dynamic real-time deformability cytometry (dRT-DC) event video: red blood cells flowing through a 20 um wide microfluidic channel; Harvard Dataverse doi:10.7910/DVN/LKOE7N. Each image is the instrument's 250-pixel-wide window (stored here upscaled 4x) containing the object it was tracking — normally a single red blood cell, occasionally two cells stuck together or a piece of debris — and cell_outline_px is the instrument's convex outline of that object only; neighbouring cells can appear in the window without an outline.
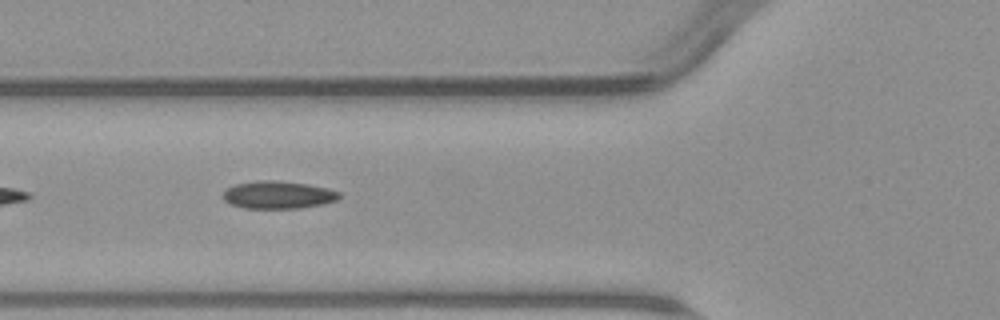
{"species": "common noctule bat (a hibernating species)", "species_latin": "Nyctalus noctula", "temperature_condition": "warm", "stored_images_in_passage": 6, "camera_frame_rate_fps": 3000, "um_per_image_px": 0.085, "animal": {"sex": "male", "body_mass_g": 23.1, "forearm_length_mm": 52.7}, "frame": {"image": 1, "passage_image": 5, "time_ms": 5.667, "image_size_px": [1000, 320], "cell_outline_px": [[340, 196], [336, 200], [320, 204], [300, 208], [244, 208], [232, 204], [224, 200], [224, 192], [228, 188], [236, 184], [260, 180], [276, 180], [308, 184], [328, 188], [340, 192]], "centroid_in_image_um": [23.65, 16.55], "position_along_channel_um": 102.1, "area_um2": 18.5}}
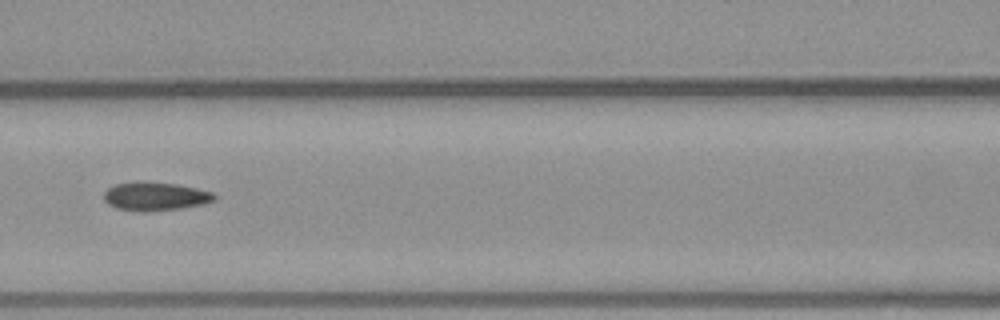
{"frame": {"image": 2, "passage_image": 6, "time_ms": 7.0, "image_size_px": [1000, 320], "cell_outline_px": [[216, 200], [204, 204], [180, 208], [116, 208], [108, 204], [104, 200], [104, 192], [108, 188], [116, 184], [176, 184], [196, 188], [212, 192], [216, 196]], "centroid_in_image_um": [13.27, 16.67], "position_along_channel_um": 153.3, "area_um2": 16.7}}